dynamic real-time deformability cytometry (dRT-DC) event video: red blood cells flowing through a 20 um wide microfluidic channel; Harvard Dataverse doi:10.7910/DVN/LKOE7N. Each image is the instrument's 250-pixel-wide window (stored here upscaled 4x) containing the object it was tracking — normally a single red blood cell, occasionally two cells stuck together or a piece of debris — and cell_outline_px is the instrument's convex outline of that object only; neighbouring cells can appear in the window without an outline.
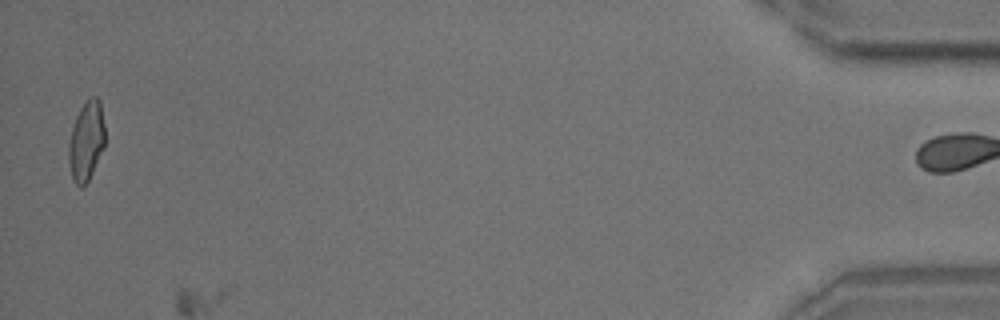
{"species": "common noctule bat (a hibernating species)", "species_latin": "Nyctalus noctula", "temperature_condition": "room temperature", "stored_images_in_passage": 41, "camera_frame_rate_fps": 3000, "um_per_image_px": 0.085, "animal": {"sex": "male", "body_mass_g": 18.8}, "frame": {"image": 1, "passage_image": 40, "time_ms": 13.0, "image_size_px": [1000, 320], "cell_outline_px": [[104, 148], [88, 180], [80, 188], [72, 180], [68, 160], [68, 144], [72, 128], [76, 116], [80, 108], [88, 96], [96, 96], [100, 100], [104, 124]], "centroid_in_image_um": [7.32, 11.96], "position_along_channel_um": 427.9, "area_um2": 16.94}}